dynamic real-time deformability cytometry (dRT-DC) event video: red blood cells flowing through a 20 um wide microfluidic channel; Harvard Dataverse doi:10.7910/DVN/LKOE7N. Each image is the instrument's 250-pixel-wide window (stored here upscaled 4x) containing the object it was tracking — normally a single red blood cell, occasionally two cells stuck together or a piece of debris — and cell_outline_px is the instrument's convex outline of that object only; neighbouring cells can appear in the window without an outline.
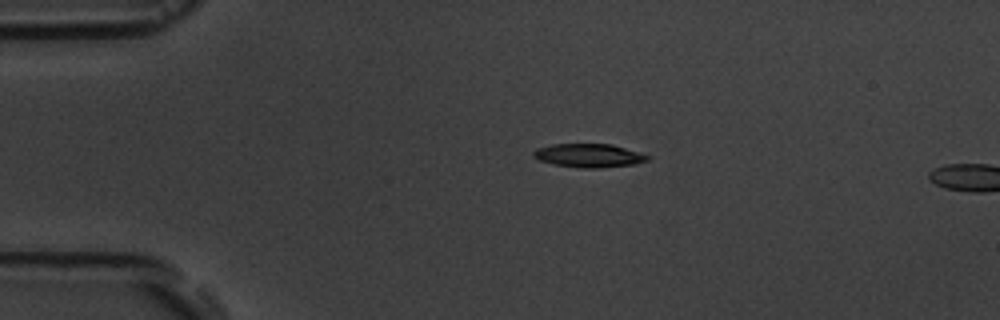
{"species": "common noctule bat (a hibernating species)", "species_latin": "Nyctalus noctula", "temperature_condition": "room temperature", "stored_images_in_passage": 4, "camera_frame_rate_fps": 3000, "um_per_image_px": 0.085, "animal": {"sex": "male", "body_mass_g": 19.5, "forearm_length_mm": 54.6}, "frame": {"image": 1, "passage_image": 3, "time_ms": 2.333, "image_size_px": [1000, 320], "cell_outline_px": [[652, 156], [648, 160], [632, 164], [600, 168], [580, 168], [552, 164], [540, 160], [532, 156], [532, 152], [536, 148], [552, 144], [612, 144]], "centroid_in_image_um": [50.03, 13.22], "position_along_channel_um": 35.0, "area_um2": 15.72}}